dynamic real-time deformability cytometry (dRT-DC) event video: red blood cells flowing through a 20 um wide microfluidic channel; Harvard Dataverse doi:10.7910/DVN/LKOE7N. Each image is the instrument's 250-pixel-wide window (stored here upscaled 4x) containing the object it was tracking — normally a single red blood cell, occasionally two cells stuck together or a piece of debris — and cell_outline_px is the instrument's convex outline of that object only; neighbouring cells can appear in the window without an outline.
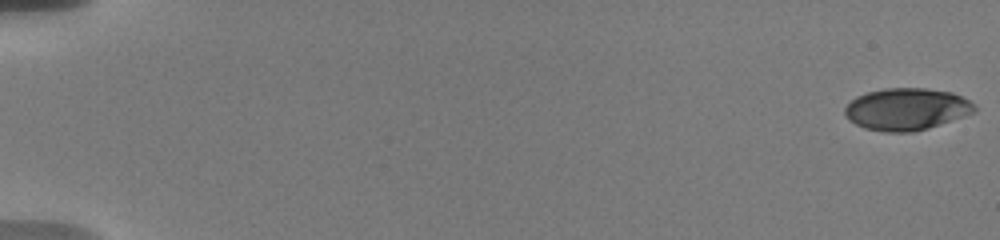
{"species": "human", "species_latin": "Homo sapiens", "temperature_condition": "warm", "stored_images_in_passage": 35, "camera_frame_rate_fps": 3000, "um_per_image_px": 0.085, "donor": {"sex": "male"}, "frame": {"image": 1, "passage_image": 1, "time_ms": 0.0, "image_size_px": [1000, 240], "cell_outline_px": [[976, 112], [928, 128], [912, 132], [884, 132], [864, 128], [848, 120], [844, 116], [844, 108], [856, 96], [868, 92], [884, 88], [924, 88], [952, 92], [976, 104]], "centroid_in_image_um": [77.04, 9.28], "position_along_channel_um": 8.0, "area_um2": 31.85}}
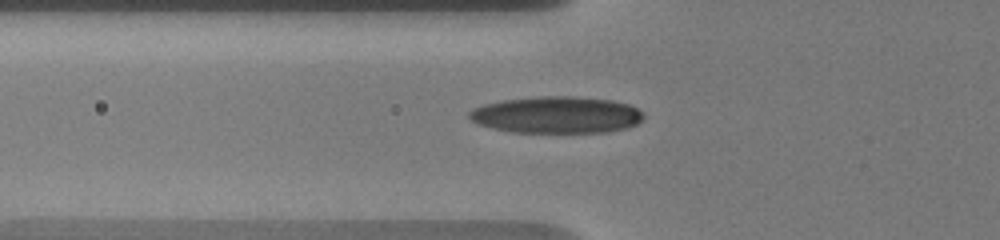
{"frame": {"image": 2, "passage_image": 29, "time_ms": 7.0, "image_size_px": [1000, 240], "cell_outline_px": [[644, 116], [636, 124], [628, 128], [608, 132], [512, 132], [492, 128], [476, 124], [468, 116], [468, 112], [472, 108], [484, 104], [500, 100], [540, 96], [572, 96], [612, 100], [628, 104], [644, 112]], "centroid_in_image_um": [47.29, 9.76], "position_along_channel_um": 78.5, "area_um2": 37.57}}
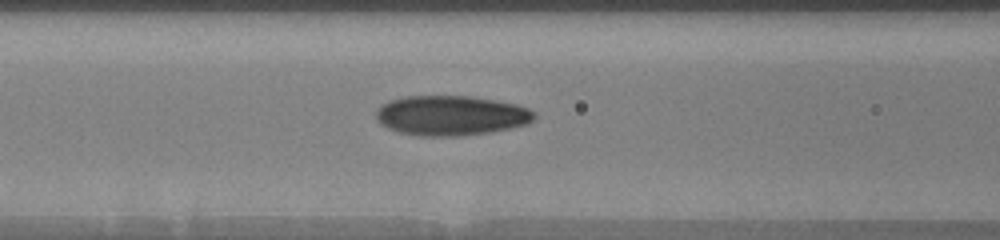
{"frame": {"image": 3, "passage_image": 34, "time_ms": 8.333, "image_size_px": [1000, 240], "cell_outline_px": [[536, 116], [528, 124], [488, 132], [460, 136], [420, 136], [400, 132], [388, 128], [380, 124], [376, 120], [376, 108], [380, 104], [388, 100], [404, 96], [472, 96], [496, 100], [516, 104], [528, 108], [536, 112]], "centroid_in_image_um": [38.3, 9.81], "position_along_channel_um": 128.3, "area_um2": 37.05}}